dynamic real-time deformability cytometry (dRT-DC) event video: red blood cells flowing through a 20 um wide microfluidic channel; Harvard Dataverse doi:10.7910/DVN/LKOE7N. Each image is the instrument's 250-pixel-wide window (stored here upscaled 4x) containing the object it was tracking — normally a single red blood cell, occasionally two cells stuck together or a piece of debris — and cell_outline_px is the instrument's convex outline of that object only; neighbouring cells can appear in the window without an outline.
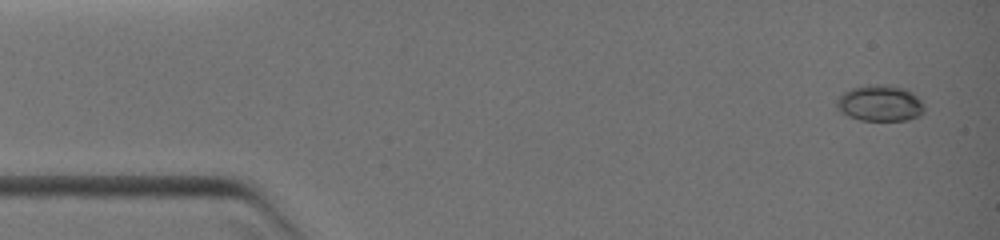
{"species": "common noctule bat (a hibernating species)", "species_latin": "Nyctalus noctula", "temperature_condition": "warm", "stored_images_in_passage": 8, "camera_frame_rate_fps": 3000, "um_per_image_px": 0.085, "animal": {"sex": "female", "body_mass_g": 19.0, "forearm_length_mm": 51.5}, "frame": {"image": 1, "passage_image": 1, "time_ms": 0.0, "image_size_px": [1000, 240], "cell_outline_px": [[924, 112], [920, 116], [908, 120], [860, 120], [848, 116], [840, 112], [836, 108], [836, 100], [844, 92], [852, 88], [868, 84], [884, 84], [908, 88], [924, 104]], "centroid_in_image_um": [74.81, 8.77], "position_along_channel_um": 10.2, "area_um2": 18.73}}
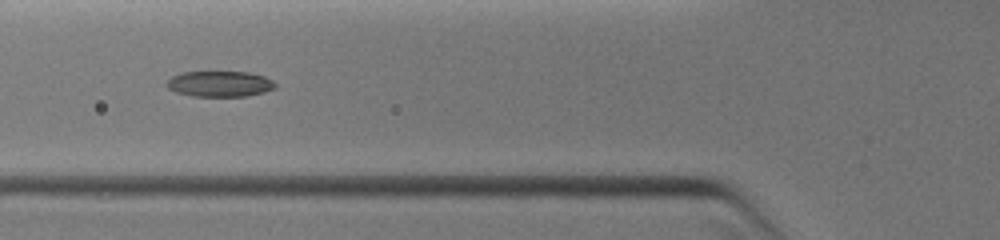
{"frame": {"image": 2, "passage_image": 7, "time_ms": 4.333, "image_size_px": [1000, 240], "cell_outline_px": [[276, 88], [264, 92], [244, 96], [192, 96], [176, 92], [168, 88], [164, 84], [172, 76], [180, 72], [248, 72], [264, 76], [272, 80], [276, 84]], "centroid_in_image_um": [18.66, 7.12], "position_along_channel_um": 107.1, "area_um2": 16.3}}
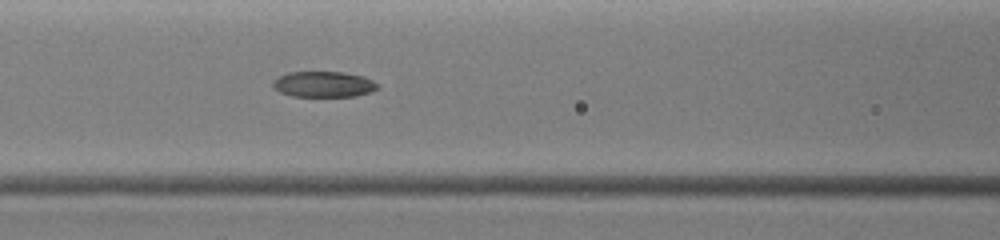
{"frame": {"image": 3, "passage_image": 8, "time_ms": 5.0, "image_size_px": [1000, 240], "cell_outline_px": [[376, 88], [368, 92], [356, 96], [292, 96], [280, 92], [272, 84], [272, 80], [288, 72], [344, 72], [364, 76], [372, 80], [376, 84]], "centroid_in_image_um": [27.47, 7.15], "position_along_channel_um": 139.1, "area_um2": 15.49}}